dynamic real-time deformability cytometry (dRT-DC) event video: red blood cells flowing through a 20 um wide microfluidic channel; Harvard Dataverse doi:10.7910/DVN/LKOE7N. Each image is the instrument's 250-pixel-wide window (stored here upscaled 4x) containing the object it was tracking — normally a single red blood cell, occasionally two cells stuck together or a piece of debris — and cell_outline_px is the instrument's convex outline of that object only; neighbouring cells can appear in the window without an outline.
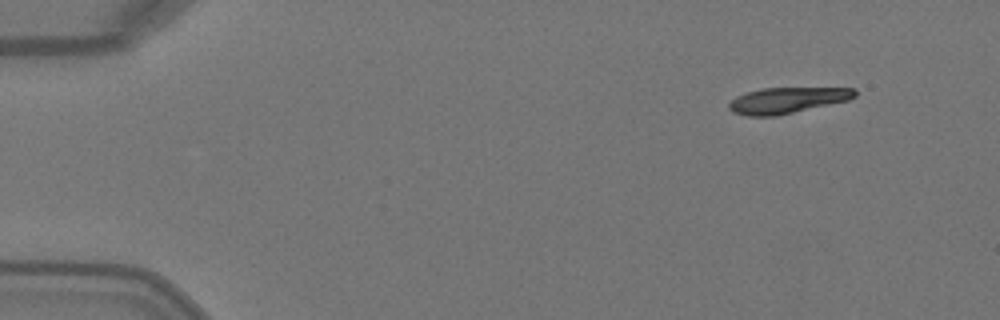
{"species": "Egyptian fruit bat (a non-hibernating species)", "species_latin": "Rousettus aegyptiacus", "temperature_condition": "warm", "stored_images_in_passage": 6, "camera_frame_rate_fps": 3000, "um_per_image_px": 0.085, "animal": {"sex": "female"}, "frame": {"image": 1, "passage_image": 1, "time_ms": 0.0, "image_size_px": [1000, 320], "cell_outline_px": [[856, 96], [848, 100], [776, 116], [748, 116], [732, 112], [728, 108], [728, 104], [736, 96], [760, 88], [856, 88]], "centroid_in_image_um": [66.88, 8.52], "position_along_channel_um": 18.1, "area_um2": 18.9}}
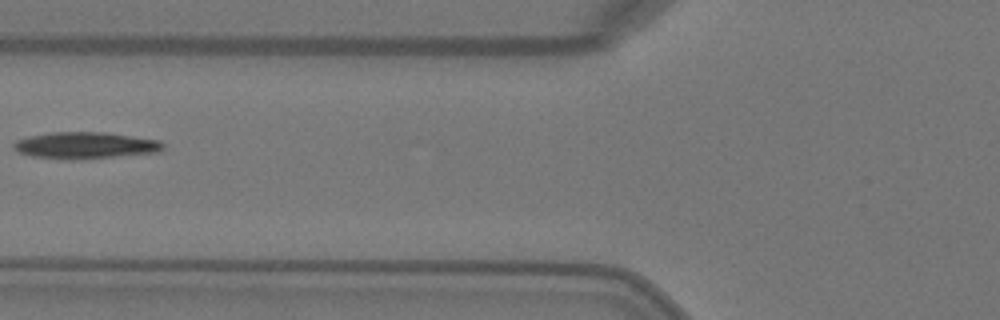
{"frame": {"image": 2, "passage_image": 5, "time_ms": 1.333, "image_size_px": [1000, 320], "cell_outline_px": [[164, 148], [156, 152], [72, 160], [64, 160], [32, 156], [20, 152], [12, 148], [12, 144], [16, 140], [28, 136], [52, 132], [104, 132], [160, 140], [164, 144]], "centroid_in_image_um": [7.2, 12.35], "position_along_channel_um": 118.6, "area_um2": 23.12}}
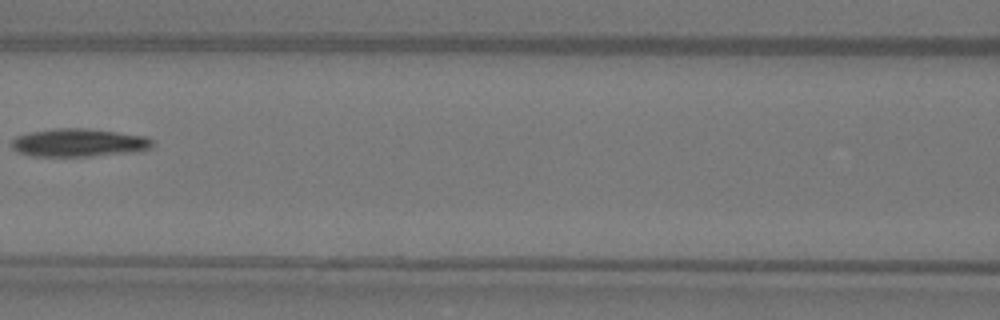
{"frame": {"image": 3, "passage_image": 6, "time_ms": 1.667, "image_size_px": [1000, 320], "cell_outline_px": [[152, 144], [148, 148], [132, 152], [92, 156], [32, 156], [20, 152], [12, 148], [12, 140], [16, 136], [32, 132], [52, 128], [88, 128], [144, 136], [152, 140]], "centroid_in_image_um": [6.66, 12.12], "position_along_channel_um": 159.9, "area_um2": 22.77}}